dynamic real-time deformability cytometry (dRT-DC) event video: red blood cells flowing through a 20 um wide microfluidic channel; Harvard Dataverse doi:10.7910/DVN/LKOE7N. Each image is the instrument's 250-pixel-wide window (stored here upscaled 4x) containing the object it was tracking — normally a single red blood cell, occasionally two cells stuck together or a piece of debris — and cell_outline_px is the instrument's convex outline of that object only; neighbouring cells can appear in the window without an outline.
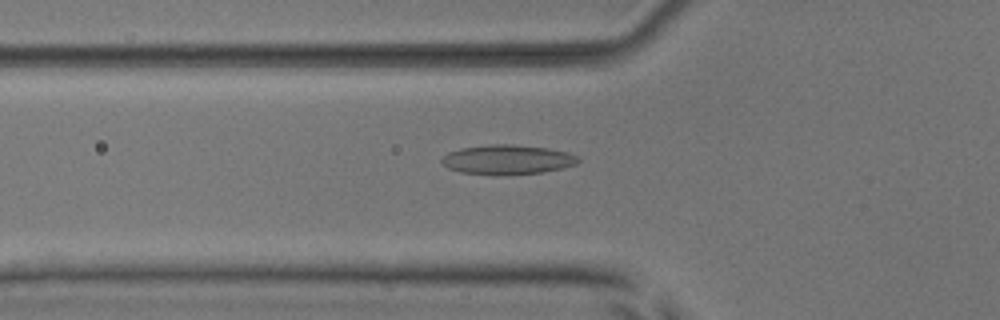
{"species": "common noctule bat (a hibernating species)", "species_latin": "Nyctalus noctula", "temperature_condition": "room temperature", "stored_images_in_passage": 37, "camera_frame_rate_fps": 3000, "um_per_image_px": 0.085, "animal": {"sex": "male", "body_mass_g": 17.9, "forearm_length_mm": 54.2}, "frame": {"image": 1, "passage_image": 3, "time_ms": 0.667, "image_size_px": [1000, 320], "cell_outline_px": [[580, 160], [576, 164], [564, 168], [544, 172], [496, 176], [460, 172], [448, 168], [440, 160], [448, 152], [460, 148], [492, 144], [512, 144], [548, 148], [568, 152], [580, 156]], "centroid_in_image_um": [43.16, 13.58], "position_along_channel_um": 82.6, "area_um2": 23.87}}
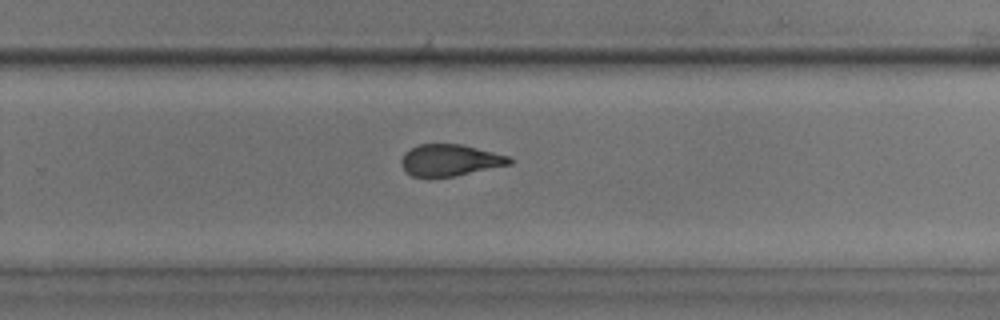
{"frame": {"image": 2, "passage_image": 19, "time_ms": 6.0, "image_size_px": [1000, 320], "cell_outline_px": [[512, 164], [456, 176], [412, 176], [400, 164], [400, 160], [404, 152], [420, 144], [460, 144], [508, 156], [512, 160]], "centroid_in_image_um": [38.24, 13.61], "position_along_channel_um": 291.6, "area_um2": 19.65}}
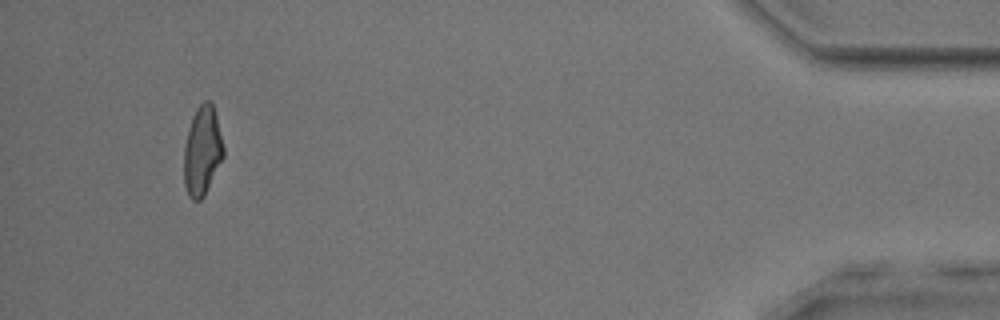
{"frame": {"image": 3, "passage_image": 34, "time_ms": 11.0, "image_size_px": [1000, 320], "cell_outline_px": [[224, 156], [204, 196], [200, 200], [192, 200], [188, 196], [184, 184], [184, 144], [192, 116], [196, 108], [204, 100], [208, 100], [212, 104], [216, 116], [224, 148]], "centroid_in_image_um": [17.18, 12.83], "position_along_channel_um": 418.0, "area_um2": 20.52}, "authors_computed_cell_mechanics": {"area_um2": 20.6924, "velocity_mm_per_s": 3.9235, "shape_relaxation_time_tau1_ms": 8.6736, "shape_relaxation_time_tau2_ms": 1.977, "deformation_change_tau1": 0.1965, "deformation_change_tau2": 0.1024}}